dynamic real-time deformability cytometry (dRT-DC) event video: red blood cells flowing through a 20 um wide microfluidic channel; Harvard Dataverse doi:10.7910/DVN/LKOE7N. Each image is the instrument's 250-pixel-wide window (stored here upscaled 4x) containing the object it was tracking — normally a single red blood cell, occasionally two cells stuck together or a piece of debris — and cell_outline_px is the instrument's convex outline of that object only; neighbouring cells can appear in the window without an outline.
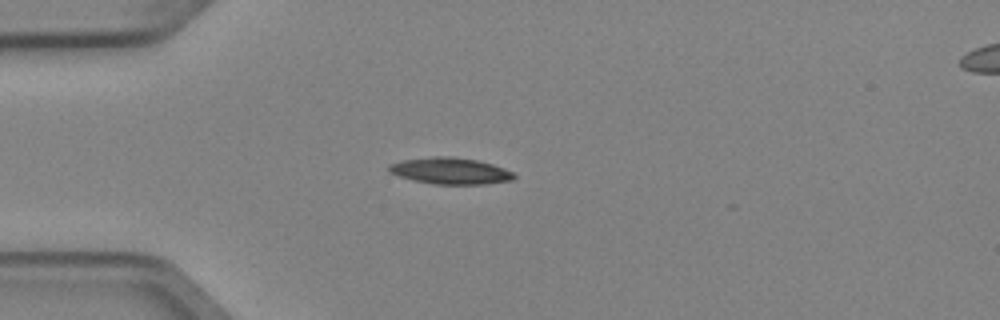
{"species": "Egyptian fruit bat (a non-hibernating species)", "species_latin": "Rousettus aegyptiacus", "temperature_condition": "cold", "stored_images_in_passage": 4, "camera_frame_rate_fps": 3000, "um_per_image_px": 0.085, "animal": {"sex": "female"}, "frame": {"image": 1, "passage_image": 3, "time_ms": 0.667, "image_size_px": [1000, 320], "cell_outline_px": [[516, 176], [512, 180], [484, 184], [432, 184], [412, 180], [400, 176], [392, 172], [388, 168], [388, 164], [404, 160], [432, 156], [452, 156], [476, 160], [492, 164], [504, 168], [512, 172]], "centroid_in_image_um": [38.28, 14.52], "position_along_channel_um": 46.7, "area_um2": 19.19}}